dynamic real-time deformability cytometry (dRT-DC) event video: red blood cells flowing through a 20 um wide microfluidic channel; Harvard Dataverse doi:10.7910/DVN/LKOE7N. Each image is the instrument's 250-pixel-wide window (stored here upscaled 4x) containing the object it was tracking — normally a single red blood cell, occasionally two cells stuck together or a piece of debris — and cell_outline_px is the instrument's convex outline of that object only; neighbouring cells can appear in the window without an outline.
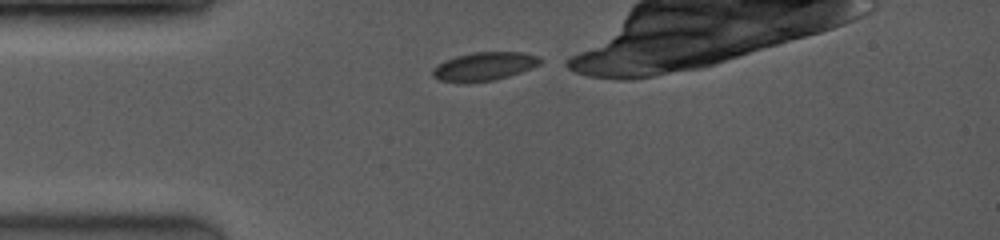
{"species": "common noctule bat (a hibernating species)", "species_latin": "Nyctalus noctula", "temperature_condition": "room temperature", "stored_images_in_passage": 9, "camera_frame_rate_fps": 3500, "um_per_image_px": 0.085, "animal": {"sex": "female", "body_mass_g": 19.0, "forearm_length_mm": 53.3}, "frame": {"image": 1, "passage_image": 1, "time_ms": 0.0, "image_size_px": [1000, 240], "cell_outline_px": [[548, 60], [532, 68], [508, 76], [492, 80], [468, 84], [460, 84], [440, 80], [432, 76], [432, 68], [444, 60], [456, 56], [472, 52], [520, 52], [540, 56]], "centroid_in_image_um": [41.16, 5.65], "position_along_channel_um": 43.8, "area_um2": 18.32}}
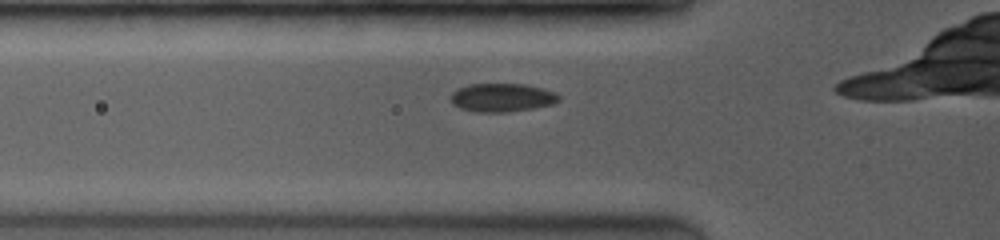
{"frame": {"image": 2, "passage_image": 6, "time_ms": 1.429, "image_size_px": [1000, 240], "cell_outline_px": [[560, 100], [552, 104], [532, 108], [508, 112], [476, 112], [460, 108], [452, 104], [448, 96], [452, 92], [468, 84], [524, 84], [544, 88], [560, 96]], "centroid_in_image_um": [42.63, 8.29], "position_along_channel_um": 83.2, "area_um2": 17.98}}
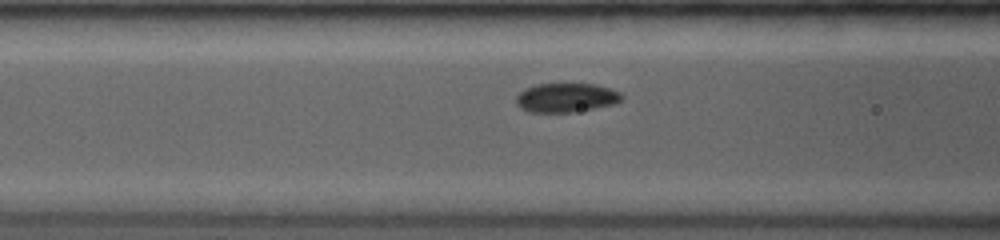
{"frame": {"image": 3, "passage_image": 8, "time_ms": 2.286, "image_size_px": [1000, 240], "cell_outline_px": [[624, 96], [616, 104], [572, 112], [528, 112], [520, 108], [516, 104], [516, 96], [524, 88], [536, 84], [592, 84], [608, 88], [620, 92]], "centroid_in_image_um": [48.09, 8.3], "position_along_channel_um": 118.5, "area_um2": 17.92}}